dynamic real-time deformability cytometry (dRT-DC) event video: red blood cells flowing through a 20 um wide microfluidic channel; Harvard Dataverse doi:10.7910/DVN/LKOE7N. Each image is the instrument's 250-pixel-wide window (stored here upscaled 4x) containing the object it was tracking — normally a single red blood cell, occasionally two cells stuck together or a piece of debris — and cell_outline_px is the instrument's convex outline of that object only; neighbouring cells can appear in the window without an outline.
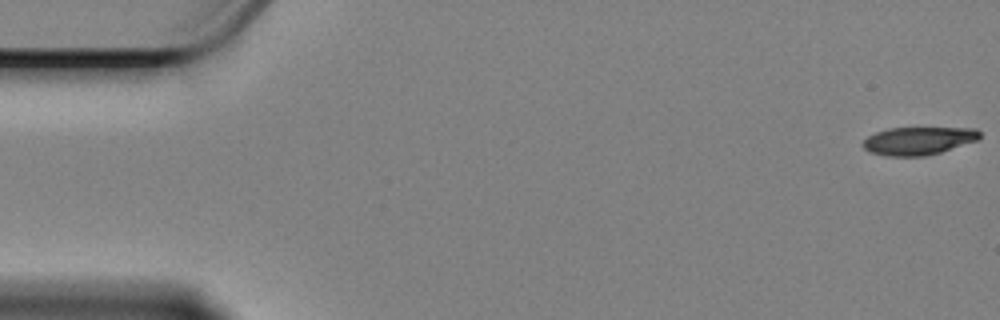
{"species": "Egyptian fruit bat (a non-hibernating species)", "species_latin": "Rousettus aegyptiacus", "temperature_condition": "cold", "stored_images_in_passage": 59, "camera_frame_rate_fps": 3000, "um_per_image_px": 0.085, "animal": {"sex": "female"}, "frame": {"image": 1, "passage_image": 1, "time_ms": 0.0, "image_size_px": [1000, 320], "cell_outline_px": [[980, 140], [940, 152], [924, 156], [884, 156], [868, 152], [860, 144], [868, 136], [876, 132], [888, 128], [976, 128], [980, 132]], "centroid_in_image_um": [78.05, 11.97], "position_along_channel_um": 7.0, "area_um2": 19.19}}
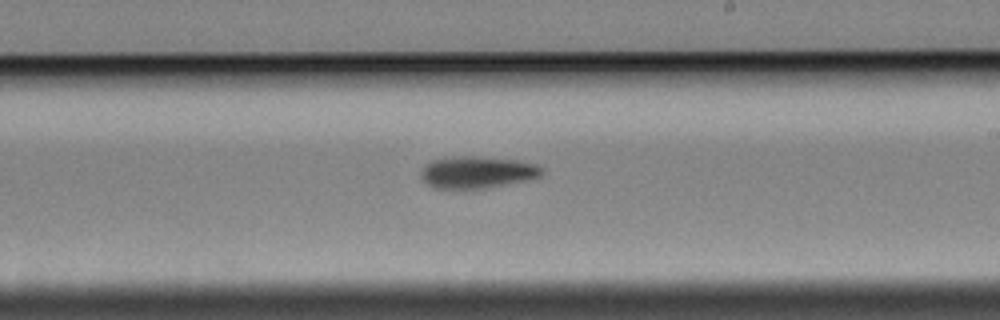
{"frame": {"image": 2, "passage_image": 34, "time_ms": 11.0, "image_size_px": [1000, 320], "cell_outline_px": [[544, 172], [540, 176], [524, 180], [504, 184], [480, 188], [436, 188], [428, 184], [420, 176], [420, 172], [432, 160], [444, 156], [476, 156], [516, 160], [536, 164], [544, 168]], "centroid_in_image_um": [40.55, 14.61], "position_along_channel_um": 248.5, "area_um2": 22.25}}
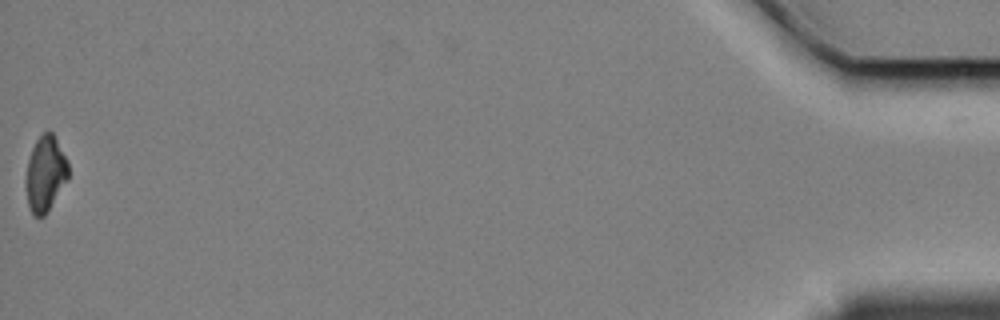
{"frame": {"image": 3, "passage_image": 59, "time_ms": 19.333, "image_size_px": [1000, 320], "cell_outline_px": [[68, 180], [48, 212], [44, 216], [32, 216], [28, 204], [24, 184], [24, 180], [28, 160], [32, 148], [36, 140], [48, 128], [52, 132], [68, 160]], "centroid_in_image_um": [3.84, 14.79], "position_along_channel_um": 431.4, "area_um2": 19.13}, "authors_computed_cell_mechanics": {"area_um2": 21.2704, "velocity_mm_per_s": 3.3718, "shape_relaxation_time_tau1_ms": 3.8641, "shape_relaxation_time_tau2_ms": null, "deformation_change_tau1": 0.1432, "deformation_change_tau2": null}}